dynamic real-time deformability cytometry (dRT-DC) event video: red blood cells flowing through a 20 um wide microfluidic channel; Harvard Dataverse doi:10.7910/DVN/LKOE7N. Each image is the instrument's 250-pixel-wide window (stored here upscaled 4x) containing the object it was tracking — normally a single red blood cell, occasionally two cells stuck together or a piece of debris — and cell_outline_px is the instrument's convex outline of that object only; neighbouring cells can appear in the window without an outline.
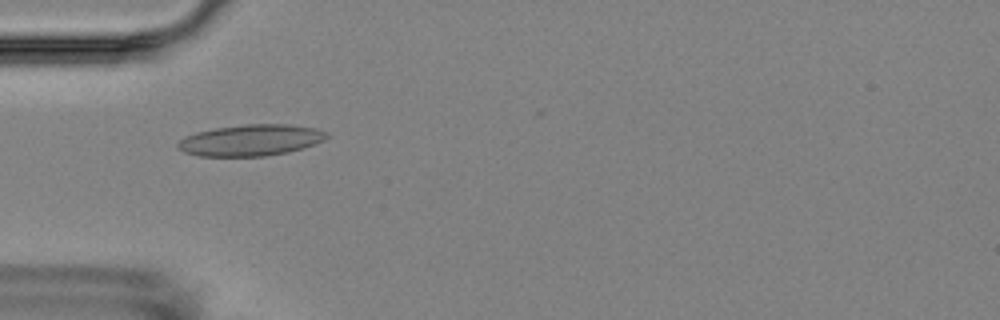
{"species": "Egyptian fruit bat (a non-hibernating species)", "species_latin": "Rousettus aegyptiacus", "temperature_condition": "room temperature", "stored_images_in_passage": 4, "camera_frame_rate_fps": 3000, "um_per_image_px": 0.085, "animal": {"sex": "female"}, "frame": {"image": 1, "passage_image": 3, "time_ms": 2.333, "image_size_px": [1000, 320], "cell_outline_px": [[328, 136], [324, 140], [316, 144], [304, 148], [288, 152], [264, 156], [200, 156], [184, 152], [176, 148], [176, 144], [184, 136], [196, 132], [216, 128], [244, 124], [288, 124], [316, 128], [328, 132]], "centroid_in_image_um": [21.32, 11.91], "position_along_channel_um": 63.7, "area_um2": 27.34}}